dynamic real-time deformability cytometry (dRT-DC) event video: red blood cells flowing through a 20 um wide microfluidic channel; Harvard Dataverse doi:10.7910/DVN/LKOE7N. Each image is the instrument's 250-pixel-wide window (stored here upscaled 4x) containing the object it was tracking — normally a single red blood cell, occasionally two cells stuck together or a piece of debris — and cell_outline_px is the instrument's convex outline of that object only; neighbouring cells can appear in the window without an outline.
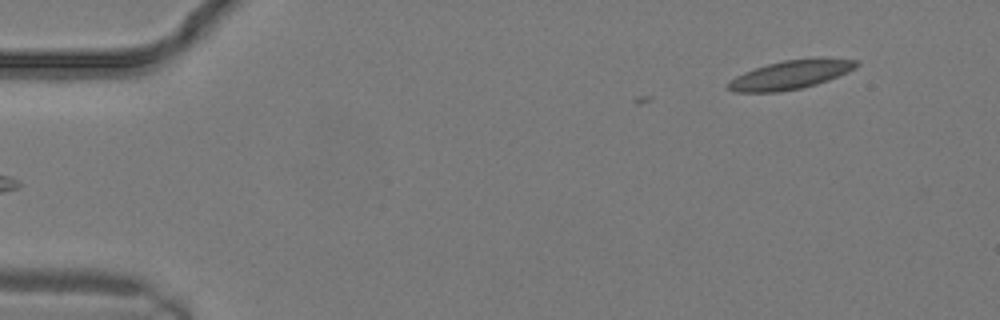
{"species": "common noctule bat (a hibernating species)", "species_latin": "Nyctalus noctula", "temperature_condition": "warm", "stored_images_in_passage": 4, "camera_frame_rate_fps": 3000, "um_per_image_px": 0.085, "animal": {"sex": "male", "body_mass_g": 19.2, "forearm_length_mm": 51.8}, "frame": {"image": 1, "passage_image": 1, "time_ms": 0.0, "image_size_px": [1000, 320], "cell_outline_px": [[860, 64], [856, 68], [848, 72], [828, 80], [816, 84], [800, 88], [780, 92], [732, 92], [728, 88], [728, 84], [736, 76], [744, 72], [768, 64], [784, 60], [856, 60]], "centroid_in_image_um": [67.14, 6.4], "position_along_channel_um": 17.9, "area_um2": 20.63}}